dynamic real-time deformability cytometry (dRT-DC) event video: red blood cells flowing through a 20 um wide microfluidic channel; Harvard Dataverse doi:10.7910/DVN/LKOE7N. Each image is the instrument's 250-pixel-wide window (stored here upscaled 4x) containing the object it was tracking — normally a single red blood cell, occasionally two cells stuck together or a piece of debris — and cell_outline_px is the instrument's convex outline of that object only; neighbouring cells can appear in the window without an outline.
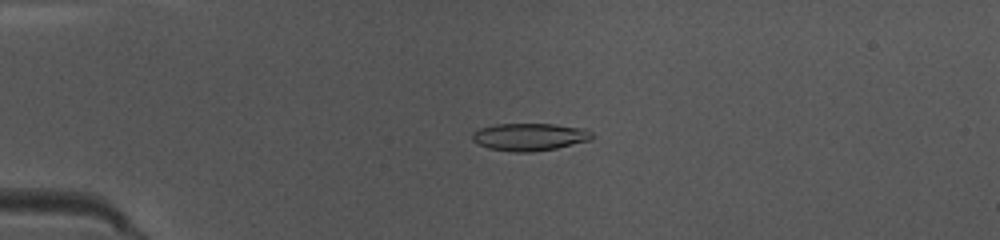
{"species": "common noctule bat (a hibernating species)", "species_latin": "Nyctalus noctula", "temperature_condition": "warm", "stored_images_in_passage": 49, "camera_frame_rate_fps": 3000, "um_per_image_px": 0.085, "animal": {"sex": "female", "body_mass_g": 10.0, "forearm_length_mm": 53.1}, "frame": {"image": 1, "passage_image": 12, "time_ms": 3.667, "image_size_px": [1000, 240], "cell_outline_px": [[596, 136], [592, 140], [556, 148], [532, 152], [512, 152], [488, 148], [476, 144], [472, 140], [472, 132], [480, 128], [496, 124], [556, 124], [588, 128]], "centroid_in_image_um": [45.06, 11.63], "position_along_channel_um": 39.9, "area_um2": 19.59}}
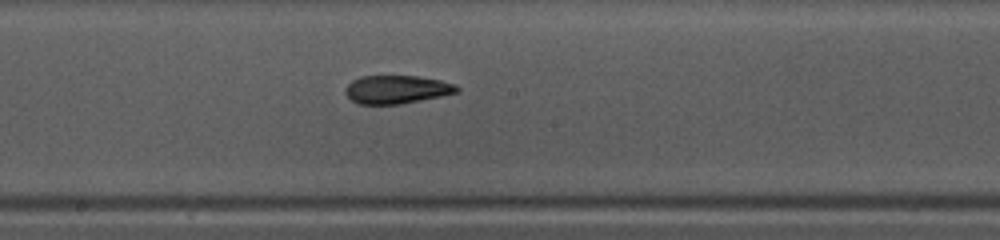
{"frame": {"image": 2, "passage_image": 27, "time_ms": 8.667, "image_size_px": [1000, 240], "cell_outline_px": [[460, 88], [456, 92], [440, 96], [400, 104], [356, 104], [344, 92], [344, 88], [352, 80], [360, 76], [416, 76], [440, 80], [456, 84]], "centroid_in_image_um": [33.68, 7.6], "position_along_channel_um": 214.5, "area_um2": 18.32}}
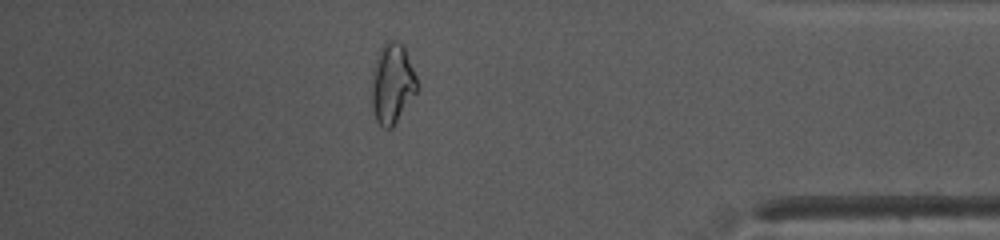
{"frame": {"image": 3, "passage_image": 43, "time_ms": 14.0, "image_size_px": [1000, 240], "cell_outline_px": [[420, 88], [392, 128], [384, 128], [376, 120], [372, 108], [372, 72], [376, 56], [380, 48], [388, 40], [396, 40], [404, 44], [416, 76]], "centroid_in_image_um": [33.36, 7.08], "position_along_channel_um": 401.8, "area_um2": 21.5}, "authors_computed_cell_mechanics": {"area_um2": 18.6694, "velocity_mm_per_s": 4.0661, "shape_relaxation_time_tau1_ms": null, "shape_relaxation_time_tau2_ms": 1.8628, "deformation_change_tau1": null, "deformation_change_tau2": 0.0856}}